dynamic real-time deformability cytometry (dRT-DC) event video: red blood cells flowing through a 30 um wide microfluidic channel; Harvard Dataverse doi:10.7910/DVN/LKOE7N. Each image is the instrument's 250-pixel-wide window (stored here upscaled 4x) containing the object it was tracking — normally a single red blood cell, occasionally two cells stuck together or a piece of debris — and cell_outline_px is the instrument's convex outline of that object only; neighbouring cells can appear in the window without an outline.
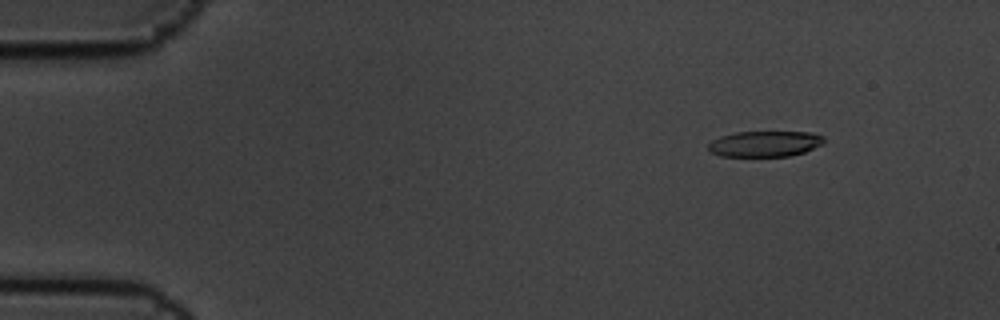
{"species": "common noctule bat (a hibernating species)", "species_latin": "Nyctalus noctula", "temperature_condition": "cold", "stored_images_in_passage": 11, "camera_frame_rate_fps": 3000, "um_per_image_px": 0.085, "animal": {"sex": "male", "body_mass_g": 19.5, "forearm_length_mm": 54.6}, "frame": {"image": 1, "passage_image": 2, "time_ms": 0.333, "image_size_px": [1000, 320], "cell_outline_px": [[824, 144], [804, 152], [792, 156], [720, 156], [708, 152], [708, 144], [712, 140], [720, 136], [736, 132], [808, 132], [824, 136]], "centroid_in_image_um": [65.0, 12.23], "position_along_channel_um": 20.0, "area_um2": 17.51}}
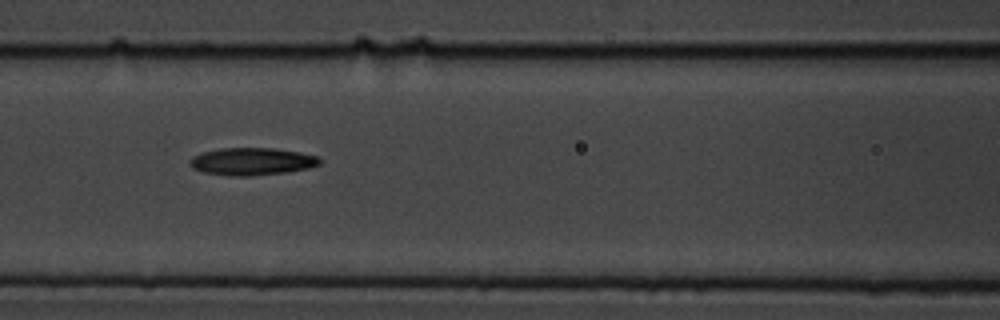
{"frame": {"image": 2, "passage_image": 7, "time_ms": 2.0, "image_size_px": [1000, 320], "cell_outline_px": [[320, 164], [308, 168], [288, 172], [248, 176], [232, 176], [204, 172], [192, 168], [188, 164], [188, 160], [192, 156], [204, 152], [220, 148], [272, 148], [300, 152], [320, 156]], "centroid_in_image_um": [21.41, 13.72], "position_along_channel_um": 145.2, "area_um2": 20.87}}
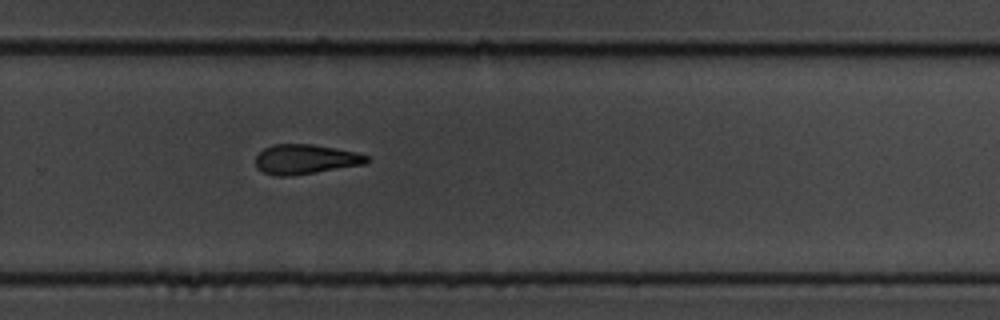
{"frame": {"image": 3, "passage_image": 11, "time_ms": 3.333, "image_size_px": [1000, 320], "cell_outline_px": [[368, 160], [364, 164], [292, 176], [276, 176], [264, 172], [256, 168], [256, 156], [264, 148], [272, 144], [312, 144], [336, 148], [356, 152], [368, 156]], "centroid_in_image_um": [25.93, 13.53], "position_along_channel_um": 303.9, "area_um2": 19.19}}